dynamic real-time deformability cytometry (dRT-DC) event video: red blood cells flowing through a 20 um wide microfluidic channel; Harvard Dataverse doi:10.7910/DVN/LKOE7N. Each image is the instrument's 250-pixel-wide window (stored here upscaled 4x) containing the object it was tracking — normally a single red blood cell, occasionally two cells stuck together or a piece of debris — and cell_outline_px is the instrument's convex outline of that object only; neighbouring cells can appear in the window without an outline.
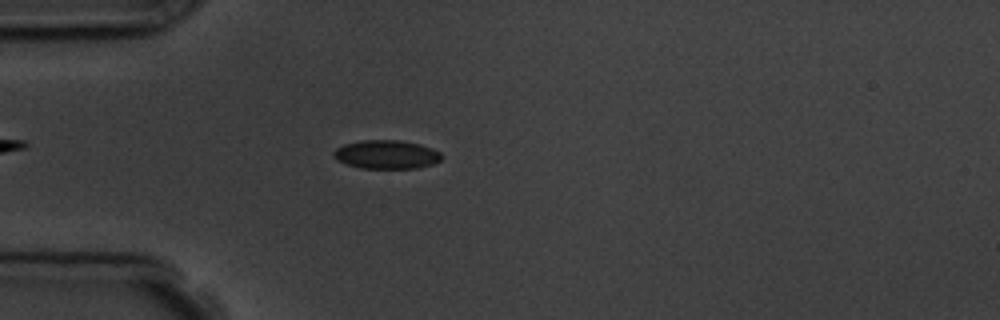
{"species": "common noctule bat (a hibernating species)", "species_latin": "Nyctalus noctula", "temperature_condition": "room temperature", "stored_images_in_passage": 5, "camera_frame_rate_fps": 3000, "um_per_image_px": 0.085, "animal": {"sex": "male", "body_mass_g": 19.5, "forearm_length_mm": 54.6}, "frame": {"image": 1, "passage_image": 4, "time_ms": 3.333, "image_size_px": [1000, 320], "cell_outline_px": [[444, 156], [440, 160], [432, 164], [420, 168], [360, 168], [336, 160], [332, 156], [332, 152], [336, 148], [344, 144], [360, 140], [396, 140], [420, 144], [432, 148], [440, 152]], "centroid_in_image_um": [32.84, 13.13], "position_along_channel_um": 52.2, "area_um2": 18.15}}